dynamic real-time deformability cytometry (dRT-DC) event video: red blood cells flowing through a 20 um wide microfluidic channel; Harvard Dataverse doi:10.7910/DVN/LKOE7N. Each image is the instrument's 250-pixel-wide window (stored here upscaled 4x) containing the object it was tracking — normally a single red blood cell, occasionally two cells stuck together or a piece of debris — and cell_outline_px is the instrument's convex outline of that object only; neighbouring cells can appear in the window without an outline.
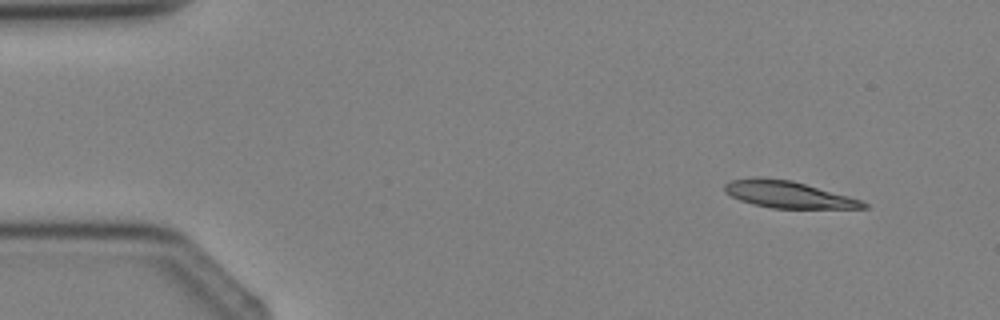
{"species": "Egyptian fruit bat (a non-hibernating species)", "species_latin": "Rousettus aegyptiacus", "temperature_condition": "cold", "stored_images_in_passage": 2, "camera_frame_rate_fps": 3000, "um_per_image_px": 0.085, "animal": {"sex": "female"}, "frame": {"image": 1, "passage_image": 1, "time_ms": 0.0, "image_size_px": [1000, 320], "cell_outline_px": [[868, 208], [772, 208], [752, 204], [740, 200], [724, 192], [724, 184], [728, 180], [792, 180], [848, 196], [860, 200], [868, 204]], "centroid_in_image_um": [67.03, 16.57], "position_along_channel_um": 18.0, "area_um2": 20.81}}